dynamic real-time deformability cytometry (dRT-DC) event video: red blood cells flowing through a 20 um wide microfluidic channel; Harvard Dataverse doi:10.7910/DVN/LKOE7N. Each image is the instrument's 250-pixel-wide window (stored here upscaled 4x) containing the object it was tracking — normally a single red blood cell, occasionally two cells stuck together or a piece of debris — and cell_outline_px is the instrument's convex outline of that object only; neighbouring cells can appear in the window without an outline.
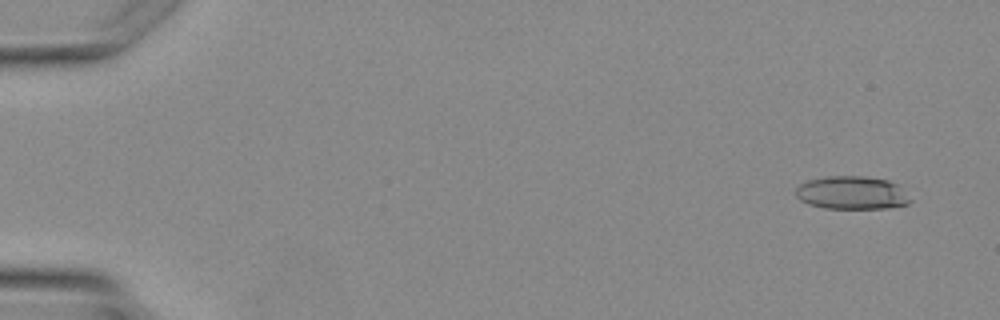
{"species": "Egyptian fruit bat (a non-hibernating species)", "species_latin": "Rousettus aegyptiacus", "temperature_condition": "warm", "stored_images_in_passage": 4, "camera_frame_rate_fps": 3000, "um_per_image_px": 0.085, "animal": {"sex": "female"}, "frame": {"image": 1, "passage_image": 1, "time_ms": 0.0, "image_size_px": [1000, 320], "cell_outline_px": [[912, 200], [908, 204], [888, 208], [824, 208], [808, 204], [800, 200], [796, 196], [796, 188], [800, 184], [808, 180], [824, 176], [864, 176], [888, 180], [896, 184]], "centroid_in_image_um": [72.38, 16.38], "position_along_channel_um": 12.6, "area_um2": 22.08}}
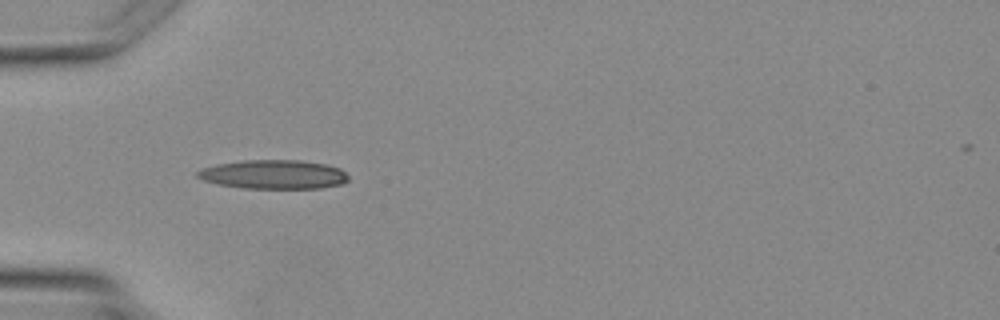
{"frame": {"image": 2, "passage_image": 4, "time_ms": 3.667, "image_size_px": [1000, 320], "cell_outline_px": [[348, 180], [340, 184], [320, 188], [244, 188], [216, 184], [204, 180], [196, 176], [196, 172], [204, 168], [216, 164], [244, 160], [300, 160], [328, 164], [340, 168], [348, 176]], "centroid_in_image_um": [23.26, 14.82], "position_along_channel_um": 61.7, "area_um2": 25.49}}